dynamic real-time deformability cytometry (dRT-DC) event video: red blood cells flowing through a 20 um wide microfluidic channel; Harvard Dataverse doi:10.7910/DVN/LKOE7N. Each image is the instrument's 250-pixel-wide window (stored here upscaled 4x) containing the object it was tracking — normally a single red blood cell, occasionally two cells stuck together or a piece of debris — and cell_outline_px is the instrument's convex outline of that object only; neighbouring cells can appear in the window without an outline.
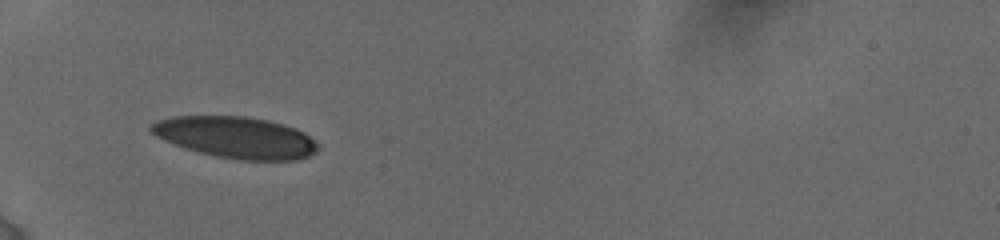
{"species": "human", "species_latin": "Homo sapiens", "temperature_condition": "cold", "stored_images_in_passage": 43, "camera_frame_rate_fps": 3000, "um_per_image_px": 0.085, "donor": {"sex": "female"}, "frame": {"image": 1, "passage_image": 1, "time_ms": 0.0, "image_size_px": [1000, 240], "cell_outline_px": [[320, 148], [316, 152], [300, 160], [240, 160], [216, 156], [200, 152], [164, 140], [156, 136], [148, 128], [148, 124], [172, 116], [244, 116], [268, 120], [284, 124], [304, 132]], "centroid_in_image_um": [20.06, 11.67], "position_along_channel_um": 64.9, "area_um2": 40.11}}
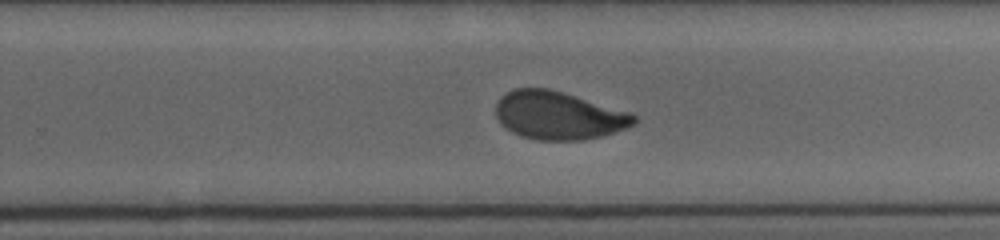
{"frame": {"image": 2, "passage_image": 23, "time_ms": 6.0, "image_size_px": [1000, 240], "cell_outline_px": [[636, 120], [632, 124], [624, 128], [600, 136], [580, 140], [536, 140], [520, 136], [512, 132], [500, 124], [496, 116], [496, 104], [500, 96], [512, 88], [548, 88], [564, 92], [632, 112], [636, 116]], "centroid_in_image_um": [47.43, 9.8], "position_along_channel_um": 282.4, "area_um2": 38.84}}
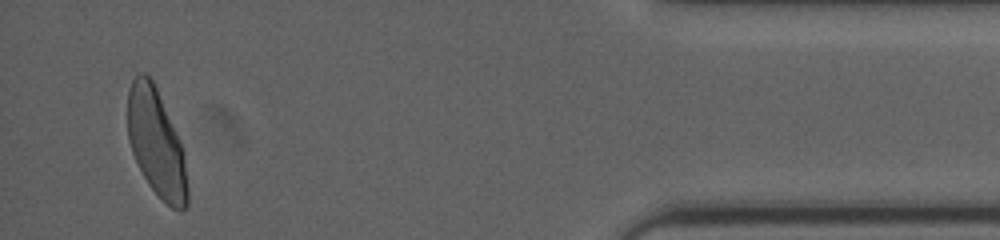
{"frame": {"image": 3, "passage_image": 41, "time_ms": 11.0, "image_size_px": [1000, 240], "cell_outline_px": [[188, 204], [180, 212], [172, 208], [148, 184], [132, 152], [128, 140], [128, 92], [132, 80], [140, 72], [144, 72], [152, 80], [156, 88], [184, 148], [188, 188]], "centroid_in_image_um": [13.31, 12.17], "position_along_channel_um": 421.9, "area_um2": 37.28}, "authors_computed_cell_mechanics": {"area_um2": 39.4196, "velocity_mm_per_s": 3.8249, "shape_relaxation_time_tau1_ms": 3.8385, "shape_relaxation_time_tau2_ms": 1.2985, "deformation_change_tau1": 0.1396, "deformation_change_tau2": 0.0653}}